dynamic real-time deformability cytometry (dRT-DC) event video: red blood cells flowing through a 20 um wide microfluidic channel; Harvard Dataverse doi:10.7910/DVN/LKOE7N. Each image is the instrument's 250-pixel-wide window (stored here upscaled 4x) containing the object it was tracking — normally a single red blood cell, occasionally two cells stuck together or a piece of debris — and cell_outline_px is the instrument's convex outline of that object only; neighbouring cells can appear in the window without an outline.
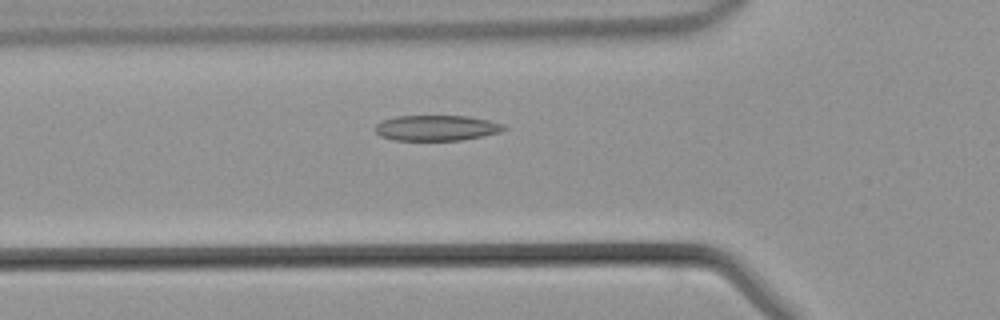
{"species": "common noctule bat (a hibernating species)", "species_latin": "Nyctalus noctula", "temperature_condition": "warm", "stored_images_in_passage": 41, "camera_frame_rate_fps": 3000, "um_per_image_px": 0.085, "animal": {"sex": "male", "body_mass_g": 21.5, "forearm_length_mm": 52.0}, "frame": {"image": 1, "passage_image": 12, "time_ms": 3.667, "image_size_px": [1000, 320], "cell_outline_px": [[508, 128], [500, 132], [484, 136], [460, 140], [392, 140], [380, 136], [372, 128], [380, 120], [396, 116], [468, 116], [508, 124]], "centroid_in_image_um": [37.11, 10.87], "position_along_channel_um": 88.7, "area_um2": 19.48}}
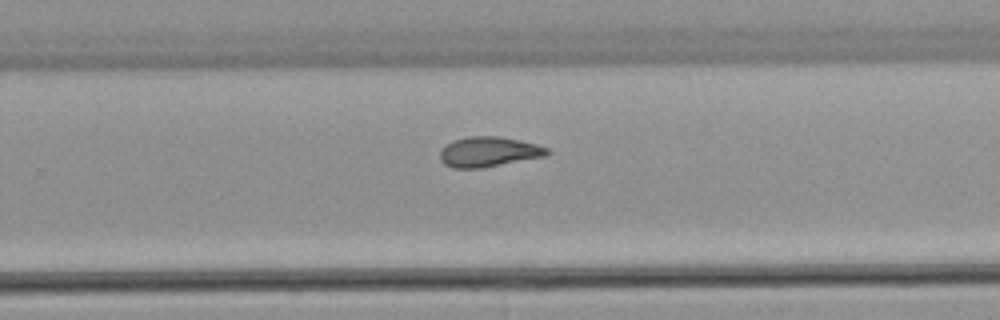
{"frame": {"image": 2, "passage_image": 25, "time_ms": 8.0, "image_size_px": [1000, 320], "cell_outline_px": [[552, 152], [544, 156], [480, 168], [452, 168], [444, 164], [440, 160], [440, 152], [452, 140], [468, 136], [500, 136], [520, 140], [536, 144], [548, 148]], "centroid_in_image_um": [41.53, 12.89], "position_along_channel_um": 288.3, "area_um2": 18.67}}
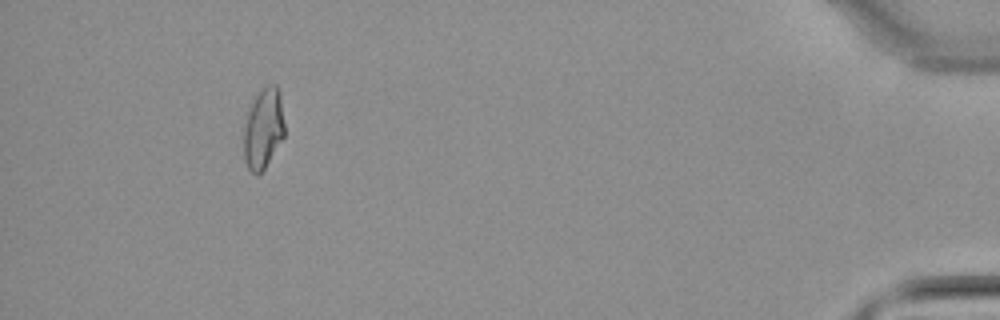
{"frame": {"image": 3, "passage_image": 38, "time_ms": 12.333, "image_size_px": [1000, 320], "cell_outline_px": [[284, 136], [264, 168], [256, 176], [248, 168], [244, 160], [244, 128], [248, 112], [256, 96], [268, 84], [276, 84], [280, 92], [284, 124]], "centroid_in_image_um": [22.39, 10.93], "position_along_channel_um": 412.8, "area_um2": 18.79}}